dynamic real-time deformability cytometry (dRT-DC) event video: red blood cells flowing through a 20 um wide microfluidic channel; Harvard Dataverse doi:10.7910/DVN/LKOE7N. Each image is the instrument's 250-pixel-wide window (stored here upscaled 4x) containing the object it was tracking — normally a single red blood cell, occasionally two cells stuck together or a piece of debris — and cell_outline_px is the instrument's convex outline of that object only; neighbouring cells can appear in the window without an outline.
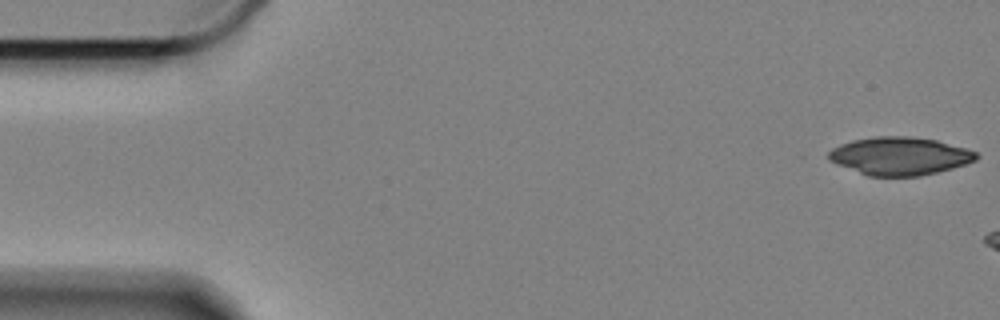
{"species": "Egyptian fruit bat (a non-hibernating species)", "species_latin": "Rousettus aegyptiacus", "temperature_condition": "cold", "stored_images_in_passage": 7, "camera_frame_rate_fps": 3000, "um_per_image_px": 0.085, "animal": {"sex": "female"}, "frame": {"image": 1, "passage_image": 1, "time_ms": 0.0, "image_size_px": [1000, 320], "cell_outline_px": [[980, 156], [976, 160], [952, 168], [920, 176], [868, 176], [828, 160], [828, 152], [832, 148], [840, 144], [852, 140], [876, 136], [908, 136], [936, 140], [968, 148], [976, 152]], "centroid_in_image_um": [76.48, 13.25], "position_along_channel_um": 8.5, "area_um2": 32.66}}